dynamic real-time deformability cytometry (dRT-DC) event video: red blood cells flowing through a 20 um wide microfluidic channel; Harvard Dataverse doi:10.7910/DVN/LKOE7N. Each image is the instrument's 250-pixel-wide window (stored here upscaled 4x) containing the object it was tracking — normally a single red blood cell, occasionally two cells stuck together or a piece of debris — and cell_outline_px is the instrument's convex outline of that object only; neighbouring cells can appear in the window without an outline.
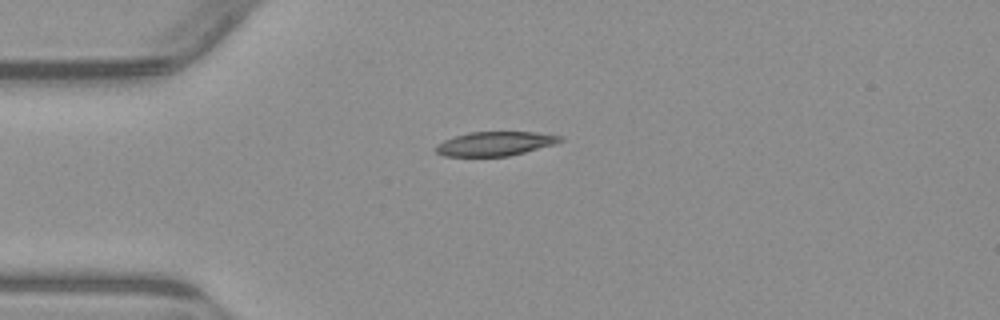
{"species": "common noctule bat (a hibernating species)", "species_latin": "Nyctalus noctula", "temperature_condition": "warm", "stored_images_in_passage": 41, "camera_frame_rate_fps": 3000, "um_per_image_px": 0.085, "animal": {"sex": "male", "body_mass_g": 23.1, "forearm_length_mm": 52.7}, "frame": {"image": 1, "passage_image": 1, "time_ms": 0.0, "image_size_px": [1000, 320], "cell_outline_px": [[564, 140], [556, 144], [508, 156], [444, 156], [436, 152], [436, 144], [444, 140], [468, 132], [536, 132], [564, 136]], "centroid_in_image_um": [42.12, 12.21], "position_along_channel_um": 42.9, "area_um2": 17.51}}
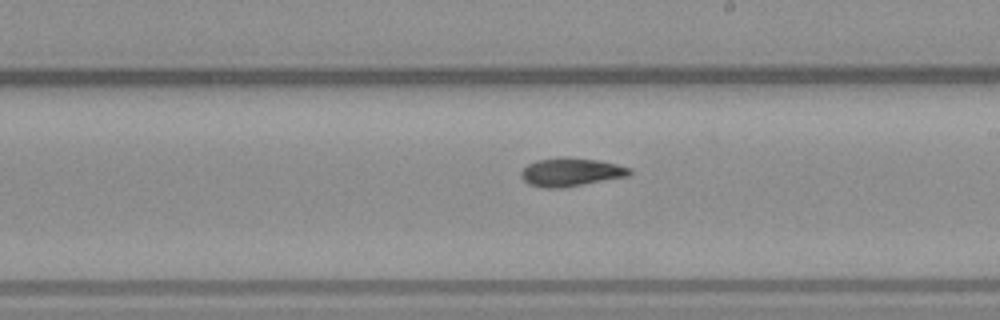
{"frame": {"image": 2, "passage_image": 18, "time_ms": 5.667, "image_size_px": [1000, 320], "cell_outline_px": [[632, 172], [628, 176], [560, 188], [544, 188], [528, 184], [520, 176], [520, 172], [528, 164], [536, 160], [560, 156], [600, 160], [632, 168]], "centroid_in_image_um": [48.51, 14.61], "position_along_channel_um": 240.5, "area_um2": 18.03}}
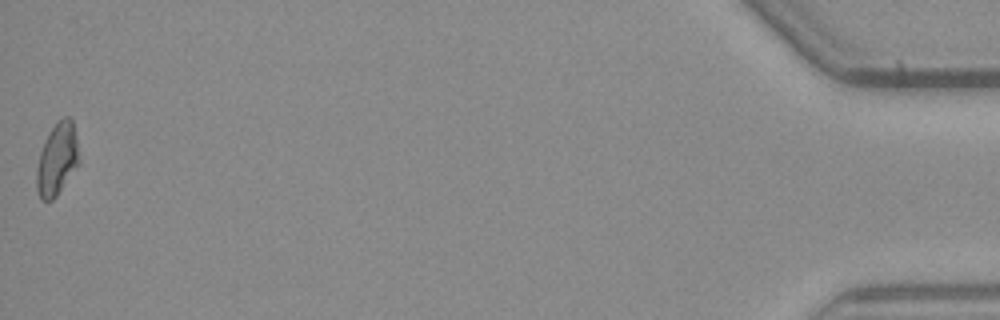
{"frame": {"image": 3, "passage_image": 41, "time_ms": 13.333, "image_size_px": [1000, 320], "cell_outline_px": [[80, 160], [56, 196], [52, 200], [40, 200], [36, 188], [36, 168], [40, 152], [48, 132], [56, 120], [64, 116], [68, 116], [72, 120], [76, 136]], "centroid_in_image_um": [4.83, 13.49], "position_along_channel_um": 430.4, "area_um2": 17.86}, "authors_computed_cell_mechanics": {"area_um2": 17.4556, "velocity_mm_per_s": 3.8537, "shape_relaxation_time_tau1_ms": null, "shape_relaxation_time_tau2_ms": 6.4656, "deformation_change_tau1": null, "deformation_change_tau2": 0.1324}}